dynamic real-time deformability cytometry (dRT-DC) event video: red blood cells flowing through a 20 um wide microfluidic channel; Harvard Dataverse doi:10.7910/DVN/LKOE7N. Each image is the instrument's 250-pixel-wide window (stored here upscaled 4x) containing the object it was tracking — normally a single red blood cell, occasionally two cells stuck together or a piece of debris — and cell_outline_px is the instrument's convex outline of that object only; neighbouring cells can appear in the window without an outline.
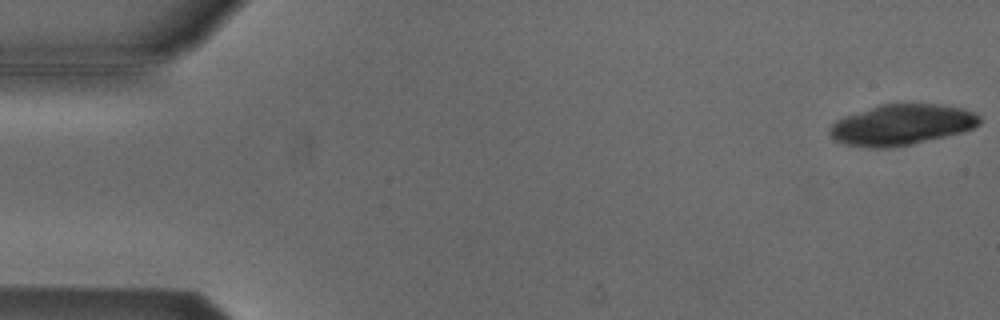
{"species": "Egyptian fruit bat (a non-hibernating species)", "species_latin": "Rousettus aegyptiacus", "temperature_condition": "cold", "stored_images_in_passage": 18, "camera_frame_rate_fps": 3000, "um_per_image_px": 0.085, "animal": {"sex": "male"}, "frame": {"image": 1, "passage_image": 1, "time_ms": 0.0, "image_size_px": [1000, 320], "cell_outline_px": [[980, 124], [972, 128], [960, 132], [944, 136], [908, 144], [848, 144], [836, 140], [828, 132], [828, 128], [836, 120], [844, 116], [880, 104], [936, 104], [960, 108], [972, 112], [980, 116]], "centroid_in_image_um": [76.66, 10.53], "position_along_channel_um": 8.3, "area_um2": 33.87}}